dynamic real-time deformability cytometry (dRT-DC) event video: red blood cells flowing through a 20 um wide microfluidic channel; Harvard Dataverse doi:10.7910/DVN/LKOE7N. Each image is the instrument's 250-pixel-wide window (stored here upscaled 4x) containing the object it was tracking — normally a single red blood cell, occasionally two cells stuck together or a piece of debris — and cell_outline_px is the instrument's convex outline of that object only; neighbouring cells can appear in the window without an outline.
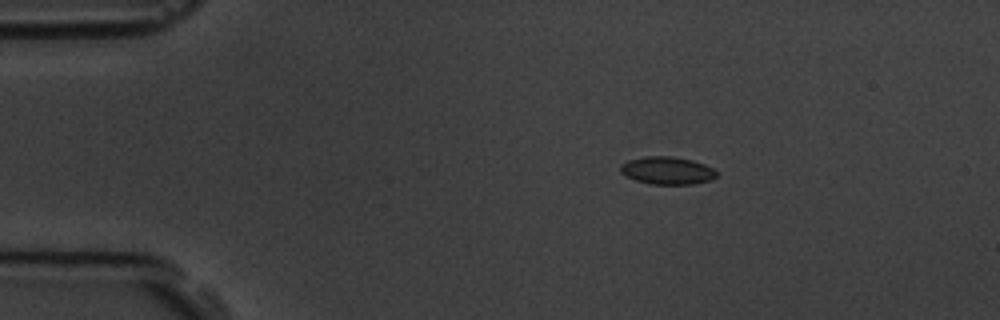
{"species": "common noctule bat (a hibernating species)", "species_latin": "Nyctalus noctula", "temperature_condition": "room temperature", "stored_images_in_passage": 3, "camera_frame_rate_fps": 3000, "um_per_image_px": 0.085, "animal": {"sex": "male", "body_mass_g": 19.5, "forearm_length_mm": 54.6}, "frame": {"image": 1, "passage_image": 2, "time_ms": 1.333, "image_size_px": [1000, 320], "cell_outline_px": [[716, 176], [712, 180], [692, 184], [652, 184], [636, 180], [620, 172], [620, 164], [628, 160], [648, 156], [672, 156], [692, 160], [704, 164], [712, 168], [716, 172]], "centroid_in_image_um": [56.71, 14.49], "position_along_channel_um": 28.3, "area_um2": 15.37}}